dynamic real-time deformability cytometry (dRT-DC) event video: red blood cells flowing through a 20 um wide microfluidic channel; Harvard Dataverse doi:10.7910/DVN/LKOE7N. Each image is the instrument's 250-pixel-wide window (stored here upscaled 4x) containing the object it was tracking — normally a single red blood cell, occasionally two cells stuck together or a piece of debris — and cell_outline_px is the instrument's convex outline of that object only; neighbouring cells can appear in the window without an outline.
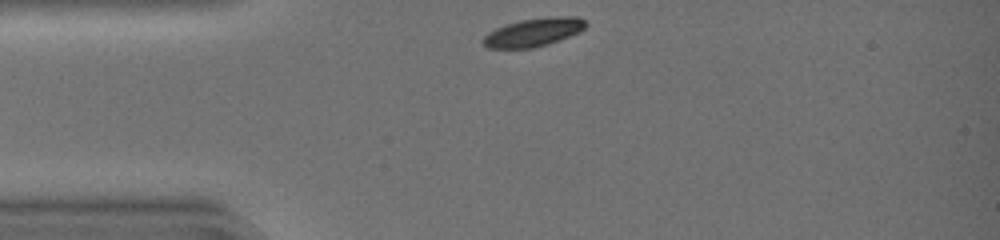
{"species": "common noctule bat (a hibernating species)", "species_latin": "Nyctalus noctula", "temperature_condition": "warm", "stored_images_in_passage": 24, "camera_frame_rate_fps": 3000, "um_per_image_px": 0.085, "animal": {"sex": "female", "body_mass_g": 19.0, "forearm_length_mm": 51.5}, "frame": {"image": 1, "passage_image": 1, "time_ms": 0.0, "image_size_px": [1000, 240], "cell_outline_px": [[588, 24], [580, 32], [548, 44], [532, 48], [488, 48], [480, 44], [480, 40], [488, 32], [496, 28], [520, 20], [548, 16], [580, 16]], "centroid_in_image_um": [45.34, 2.74], "position_along_channel_um": 39.7, "area_um2": 17.17}}
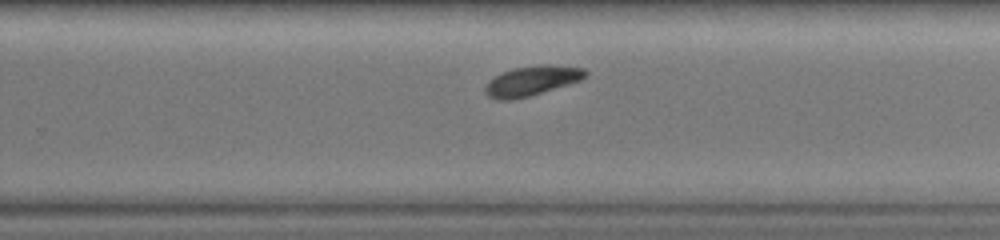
{"frame": {"image": 2, "passage_image": 20, "time_ms": 6.333, "image_size_px": [1000, 240], "cell_outline_px": [[588, 76], [580, 80], [532, 96], [512, 100], [496, 100], [488, 96], [484, 92], [484, 88], [488, 80], [492, 76], [512, 68], [540, 64], [552, 64], [584, 68], [588, 72]], "centroid_in_image_um": [45.18, 6.86], "position_along_channel_um": 284.6, "area_um2": 17.86}}
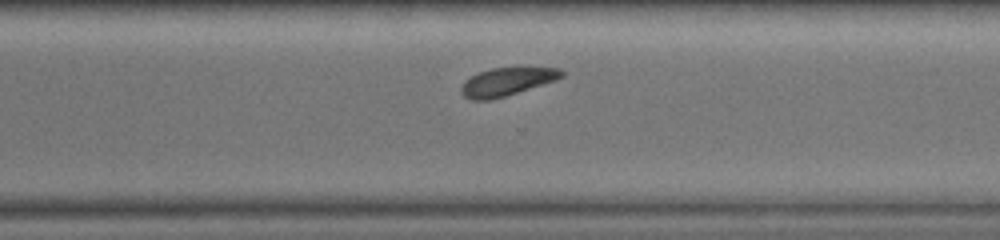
{"frame": {"image": 3, "passage_image": 23, "time_ms": 7.333, "image_size_px": [1000, 240], "cell_outline_px": [[564, 76], [556, 80], [492, 100], [472, 100], [464, 96], [460, 92], [460, 88], [464, 80], [480, 72], [492, 68], [560, 68], [564, 72]], "centroid_in_image_um": [43.06, 6.95], "position_along_channel_um": 327.5, "area_um2": 16.24}}